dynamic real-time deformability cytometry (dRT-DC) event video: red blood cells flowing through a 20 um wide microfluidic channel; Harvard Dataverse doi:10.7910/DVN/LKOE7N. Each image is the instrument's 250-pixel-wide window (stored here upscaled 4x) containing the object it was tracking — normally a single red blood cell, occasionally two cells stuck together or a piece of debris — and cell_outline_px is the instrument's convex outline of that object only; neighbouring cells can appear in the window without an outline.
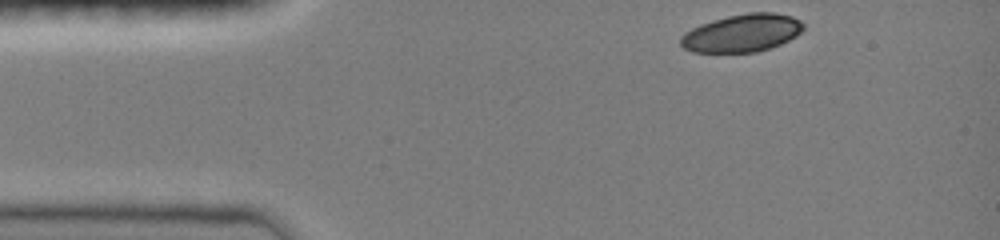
{"species": "common noctule bat (a hibernating species)", "species_latin": "Nyctalus noctula", "temperature_condition": "room temperature", "stored_images_in_passage": 4, "camera_frame_rate_fps": 3000, "um_per_image_px": 0.085, "animal": {"sex": "female", "body_mass_g": 19.0, "forearm_length_mm": 51.5}, "frame": {"image": 1, "passage_image": 1, "time_ms": 0.0, "image_size_px": [1000, 240], "cell_outline_px": [[804, 28], [796, 36], [780, 44], [756, 52], [692, 52], [684, 48], [680, 44], [680, 36], [684, 32], [700, 24], [712, 20], [728, 16], [748, 12], [776, 12], [792, 16], [800, 20], [804, 24]], "centroid_in_image_um": [63.07, 2.8], "position_along_channel_um": 21.9, "area_um2": 27.11}}
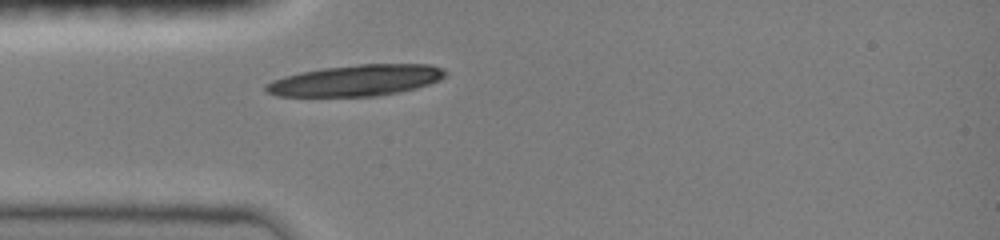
{"frame": {"image": 2, "passage_image": 4, "time_ms": 2.333, "image_size_px": [1000, 240], "cell_outline_px": [[448, 76], [440, 80], [416, 88], [400, 92], [376, 96], [276, 96], [268, 92], [264, 88], [264, 84], [272, 80], [284, 76], [300, 72], [324, 68], [360, 64], [432, 64], [444, 68], [448, 72]], "centroid_in_image_um": [30.31, 6.83], "position_along_channel_um": 54.7, "area_um2": 32.77}}